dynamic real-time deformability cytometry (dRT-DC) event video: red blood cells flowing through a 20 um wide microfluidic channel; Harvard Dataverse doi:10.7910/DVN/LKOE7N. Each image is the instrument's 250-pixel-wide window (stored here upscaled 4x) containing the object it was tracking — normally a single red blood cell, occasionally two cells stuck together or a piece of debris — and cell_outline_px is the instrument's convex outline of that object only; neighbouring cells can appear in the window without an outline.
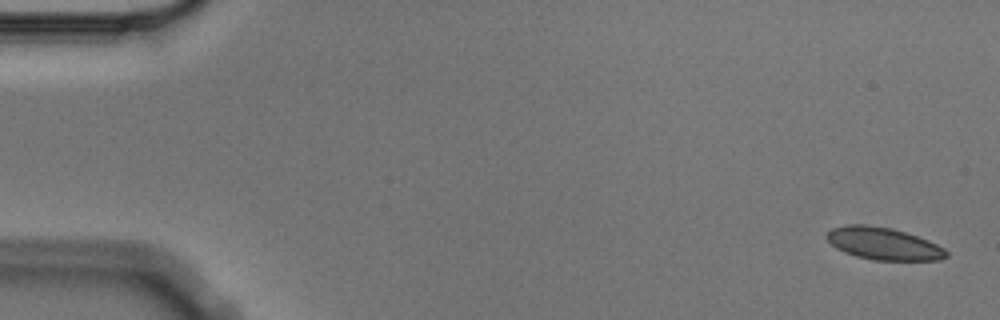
{"species": "Egyptian fruit bat (a non-hibernating species)", "species_latin": "Rousettus aegyptiacus", "temperature_condition": "cold", "stored_images_in_passage": 4, "camera_frame_rate_fps": 3000, "um_per_image_px": 0.085, "animal": {"sex": "male"}, "frame": {"image": 1, "passage_image": 1, "time_ms": 0.0, "image_size_px": [1000, 320], "cell_outline_px": [[948, 256], [940, 260], [872, 260], [856, 256], [844, 252], [836, 248], [824, 236], [832, 228], [848, 224], [864, 224], [892, 228], [928, 240], [944, 248], [948, 252]], "centroid_in_image_um": [75.08, 20.71], "position_along_channel_um": 9.9, "area_um2": 22.48}}
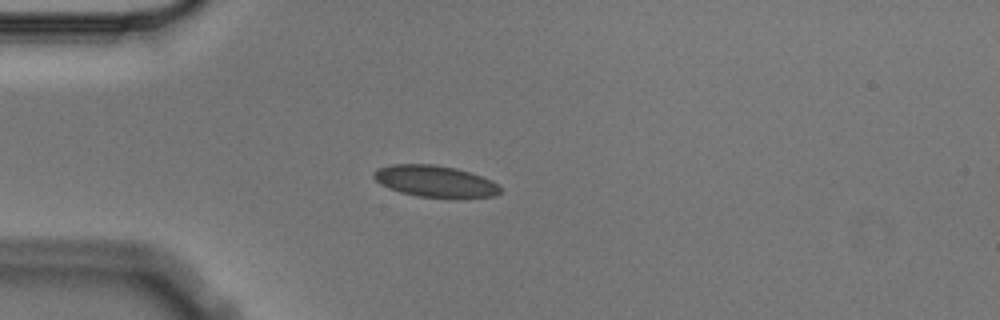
{"frame": {"image": 2, "passage_image": 4, "time_ms": 1.0, "image_size_px": [1000, 320], "cell_outline_px": [[500, 192], [496, 196], [416, 196], [400, 192], [388, 188], [380, 184], [372, 176], [372, 172], [376, 168], [392, 164], [432, 164], [456, 168], [492, 180], [500, 188]], "centroid_in_image_um": [36.88, 15.37], "position_along_channel_um": 48.1, "area_um2": 22.77}}